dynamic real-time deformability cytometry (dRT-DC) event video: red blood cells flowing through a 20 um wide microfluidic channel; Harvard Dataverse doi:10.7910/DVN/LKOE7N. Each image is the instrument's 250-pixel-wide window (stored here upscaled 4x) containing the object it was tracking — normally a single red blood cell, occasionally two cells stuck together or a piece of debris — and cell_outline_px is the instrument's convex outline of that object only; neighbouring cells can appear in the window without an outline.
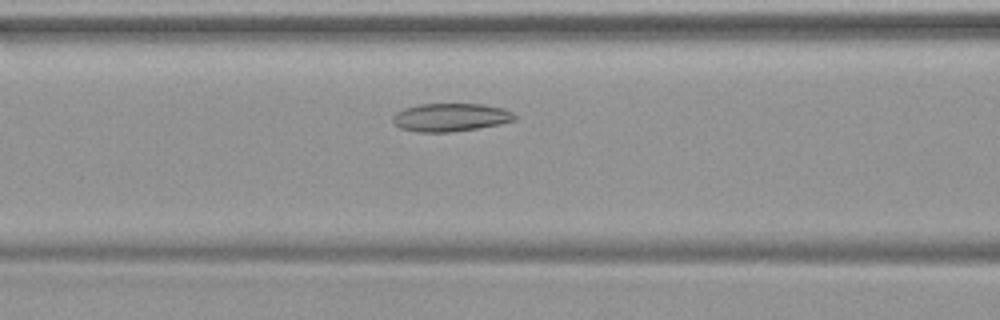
{"species": "common noctule bat (a hibernating species)", "species_latin": "Nyctalus noctula", "temperature_condition": "warm", "stored_images_in_passage": 42, "camera_frame_rate_fps": 3000, "um_per_image_px": 0.085, "animal": {"sex": "female", "body_mass_g": 19.9}, "frame": {"image": 1, "passage_image": 14, "time_ms": 4.333, "image_size_px": [1000, 320], "cell_outline_px": [[516, 120], [500, 124], [476, 128], [448, 132], [416, 132], [400, 128], [392, 120], [392, 116], [396, 112], [404, 108], [420, 104], [484, 104], [504, 108], [512, 112], [516, 116]], "centroid_in_image_um": [38.3, 9.97], "position_along_channel_um": 128.3, "area_um2": 20.0}}
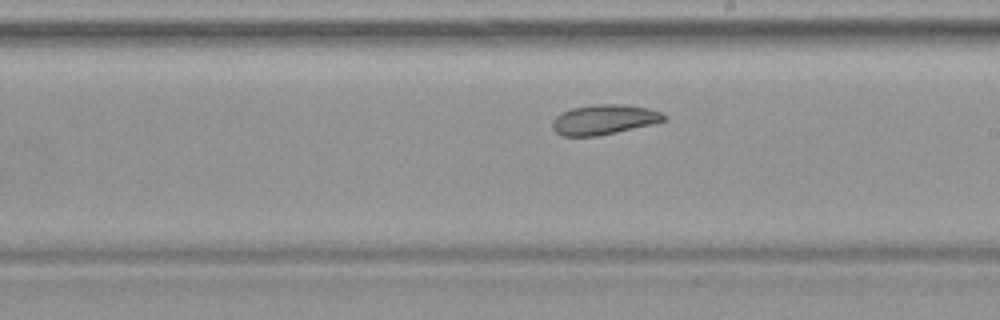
{"frame": {"image": 2, "passage_image": 22, "time_ms": 7.0, "image_size_px": [1000, 320], "cell_outline_px": [[668, 116], [664, 120], [652, 124], [616, 132], [596, 136], [560, 136], [552, 128], [552, 120], [556, 116], [572, 108], [596, 104], [620, 104], [648, 108], [660, 112]], "centroid_in_image_um": [51.32, 10.17], "position_along_channel_um": 237.7, "area_um2": 19.31}}
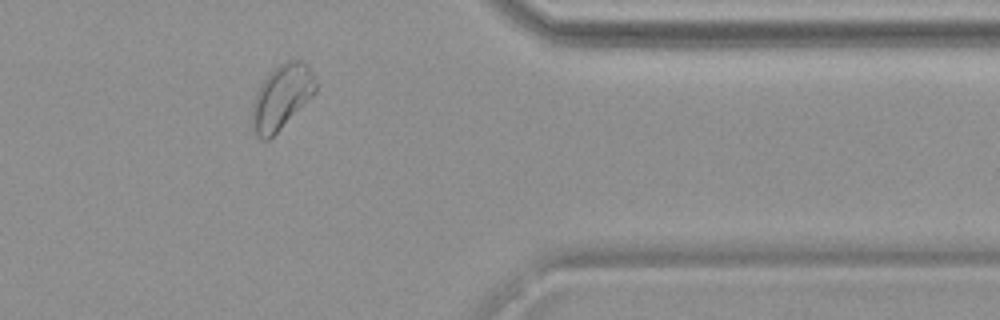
{"frame": {"image": 3, "passage_image": 34, "time_ms": 11.0, "image_size_px": [1000, 320], "cell_outline_px": [[320, 84], [316, 92], [268, 140], [260, 140], [256, 136], [252, 124], [252, 104], [256, 92], [260, 84], [268, 72], [284, 60], [304, 60], [308, 64]], "centroid_in_image_um": [23.96, 8.18], "position_along_channel_um": 387.4, "area_um2": 24.22}}